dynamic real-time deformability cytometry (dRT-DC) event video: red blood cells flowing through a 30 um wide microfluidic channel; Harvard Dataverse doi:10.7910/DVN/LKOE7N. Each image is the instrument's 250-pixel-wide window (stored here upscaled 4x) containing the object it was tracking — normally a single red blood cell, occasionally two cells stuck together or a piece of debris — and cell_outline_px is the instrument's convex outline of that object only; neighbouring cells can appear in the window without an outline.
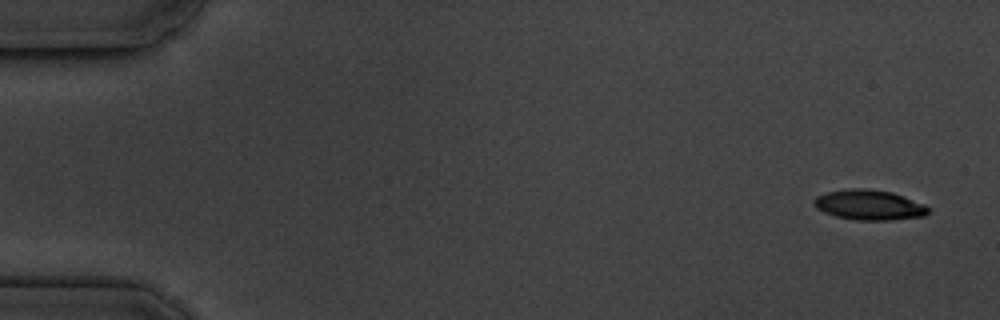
{"species": "common noctule bat (a hibernating species)", "species_latin": "Nyctalus noctula", "temperature_condition": "cold", "stored_images_in_passage": 4, "camera_frame_rate_fps": 3000, "um_per_image_px": 0.085, "animal": {"sex": "male", "body_mass_g": 19.5, "forearm_length_mm": 54.6}, "frame": {"image": 1, "passage_image": 1, "time_ms": 0.0, "image_size_px": [1000, 320], "cell_outline_px": [[932, 208], [924, 216], [888, 220], [856, 220], [836, 216], [824, 212], [816, 208], [812, 204], [812, 200], [816, 196], [828, 192], [848, 188], [864, 188], [892, 192], [904, 196], [924, 204]], "centroid_in_image_um": [73.87, 17.41], "position_along_channel_um": 11.1, "area_um2": 20.17}}
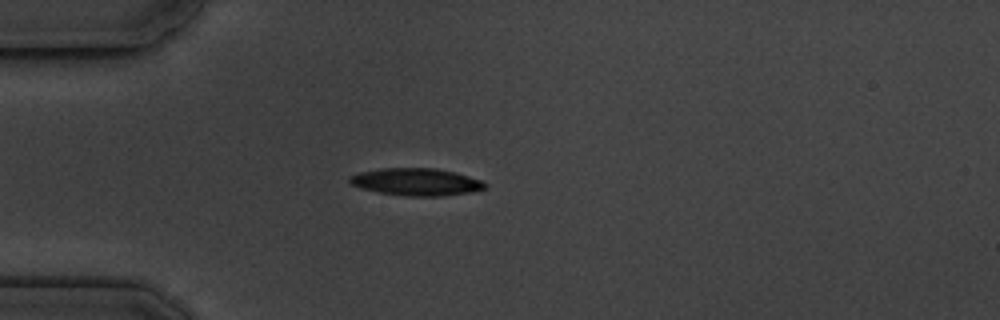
{"frame": {"image": 2, "passage_image": 4, "time_ms": 4.333, "image_size_px": [1000, 320], "cell_outline_px": [[488, 184], [484, 188], [468, 192], [440, 196], [408, 196], [380, 192], [360, 188], [352, 184], [348, 180], [348, 176], [360, 172], [380, 168], [436, 168], [456, 172], [480, 180]], "centroid_in_image_um": [35.35, 15.45], "position_along_channel_um": 49.7, "area_um2": 21.39}}